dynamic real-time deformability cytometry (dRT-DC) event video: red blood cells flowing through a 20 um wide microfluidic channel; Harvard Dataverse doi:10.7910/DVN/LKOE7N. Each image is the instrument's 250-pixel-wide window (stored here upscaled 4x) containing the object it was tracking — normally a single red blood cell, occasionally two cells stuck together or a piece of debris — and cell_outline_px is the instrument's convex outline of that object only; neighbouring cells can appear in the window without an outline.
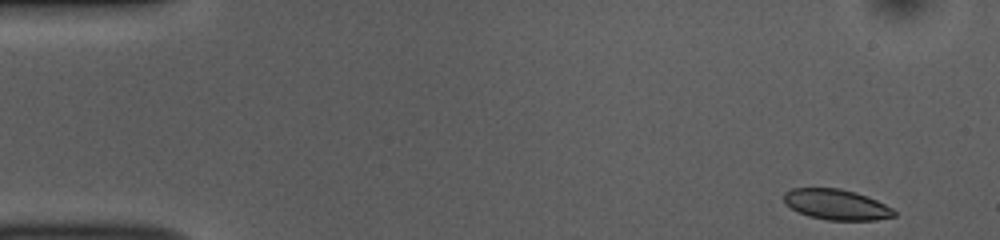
{"species": "common noctule bat (a hibernating species)", "species_latin": "Nyctalus noctula", "temperature_condition": "room temperature", "stored_images_in_passage": 49, "camera_frame_rate_fps": 3000, "um_per_image_px": 0.085, "animal": {"sex": "female", "body_mass_g": 10.0, "forearm_length_mm": 53.1}, "frame": {"image": 1, "passage_image": 1, "time_ms": 0.0, "image_size_px": [1000, 240], "cell_outline_px": [[896, 216], [876, 220], [828, 220], [808, 216], [784, 204], [784, 192], [792, 188], [840, 188], [856, 192], [876, 200], [892, 208], [896, 212]], "centroid_in_image_um": [71.09, 17.38], "position_along_channel_um": 13.9, "area_um2": 19.59}}
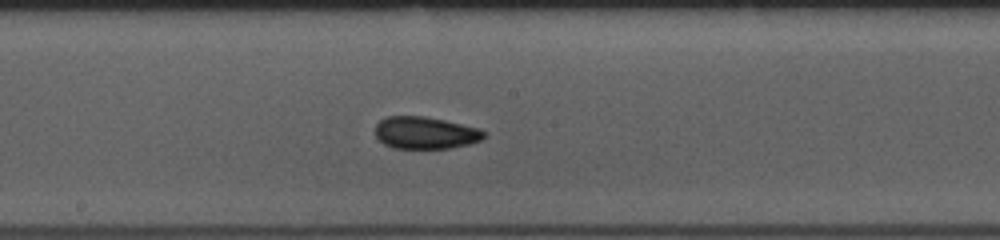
{"frame": {"image": 2, "passage_image": 25, "time_ms": 8.0, "image_size_px": [1000, 240], "cell_outline_px": [[484, 136], [480, 140], [468, 144], [452, 148], [392, 148], [384, 144], [376, 136], [376, 124], [380, 120], [388, 116], [424, 116], [444, 120], [480, 128], [484, 132]], "centroid_in_image_um": [36.14, 11.29], "position_along_channel_um": 212.1, "area_um2": 20.29}}
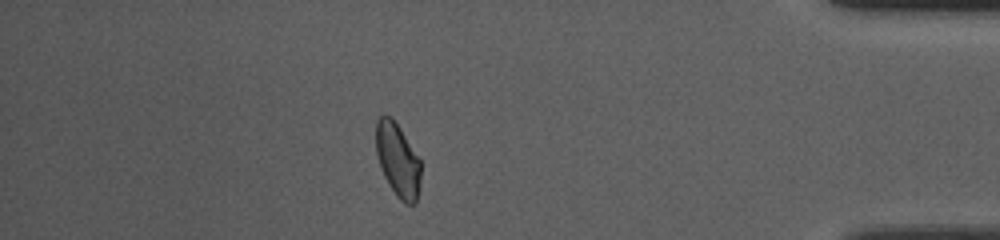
{"frame": {"image": 3, "passage_image": 43, "time_ms": 14.0, "image_size_px": [1000, 240], "cell_outline_px": [[420, 188], [416, 204], [408, 204], [400, 200], [396, 196], [388, 184], [384, 176], [376, 152], [376, 120], [380, 116], [392, 116], [400, 128], [420, 160]], "centroid_in_image_um": [33.81, 13.62], "position_along_channel_um": 401.4, "area_um2": 19.19}, "authors_computed_cell_mechanics": {"area_um2": 20.23, "velocity_mm_per_s": 3.8224, "shape_relaxation_time_tau1_ms": 5.9321, "shape_relaxation_time_tau2_ms": 1.5707, "deformation_change_tau1": 0.0978, "deformation_change_tau2": 0.0554}}